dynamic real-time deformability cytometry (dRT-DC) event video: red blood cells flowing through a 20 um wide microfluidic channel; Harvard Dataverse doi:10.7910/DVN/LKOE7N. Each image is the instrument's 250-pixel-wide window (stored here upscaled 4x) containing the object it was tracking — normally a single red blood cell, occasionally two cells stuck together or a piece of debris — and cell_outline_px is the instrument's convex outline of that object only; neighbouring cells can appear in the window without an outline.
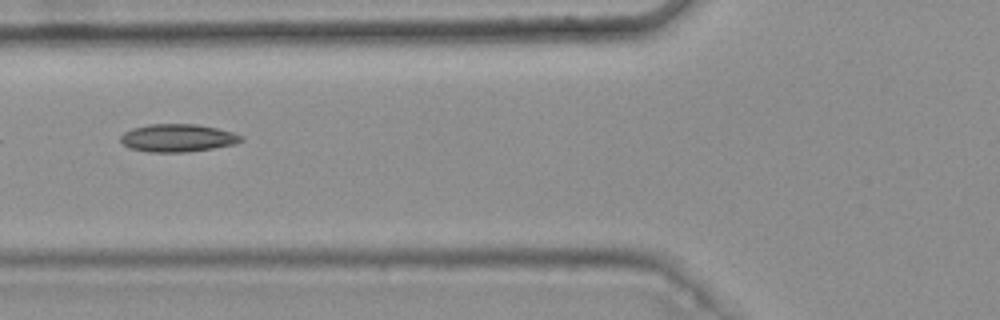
{"species": "common noctule bat (a hibernating species)", "species_latin": "Nyctalus noctula", "temperature_condition": "warm", "stored_images_in_passage": 8, "camera_frame_rate_fps": 3000, "um_per_image_px": 0.085, "animal": {"sex": "female", "body_mass_g": 25.1}, "frame": {"image": 1, "passage_image": 6, "time_ms": 1.667, "image_size_px": [1000, 320], "cell_outline_px": [[244, 140], [232, 144], [212, 148], [188, 152], [148, 152], [132, 148], [124, 144], [120, 140], [120, 136], [124, 132], [132, 128], [148, 124], [196, 124], [216, 128], [232, 132], [244, 136]], "centroid_in_image_um": [15.1, 11.72], "position_along_channel_um": 110.7, "area_um2": 19.42}}
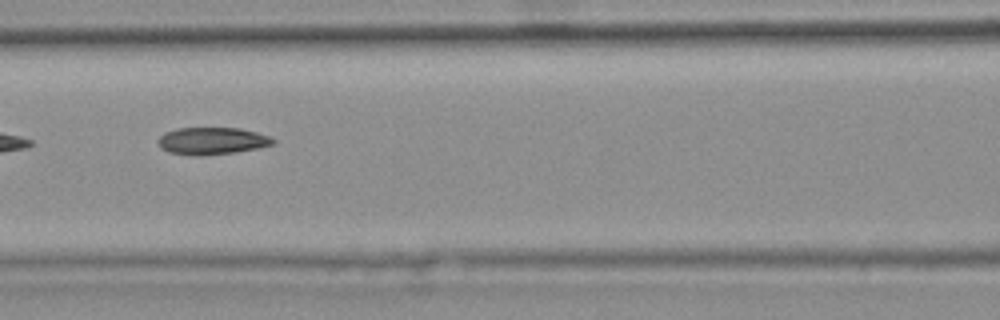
{"frame": {"image": 2, "passage_image": 7, "time_ms": 2.0, "image_size_px": [1000, 320], "cell_outline_px": [[276, 140], [272, 144], [260, 148], [236, 152], [200, 156], [192, 156], [168, 152], [160, 148], [156, 140], [164, 132], [176, 128], [240, 128], [256, 132], [268, 136]], "centroid_in_image_um": [17.97, 11.98], "position_along_channel_um": 148.6, "area_um2": 18.44}}